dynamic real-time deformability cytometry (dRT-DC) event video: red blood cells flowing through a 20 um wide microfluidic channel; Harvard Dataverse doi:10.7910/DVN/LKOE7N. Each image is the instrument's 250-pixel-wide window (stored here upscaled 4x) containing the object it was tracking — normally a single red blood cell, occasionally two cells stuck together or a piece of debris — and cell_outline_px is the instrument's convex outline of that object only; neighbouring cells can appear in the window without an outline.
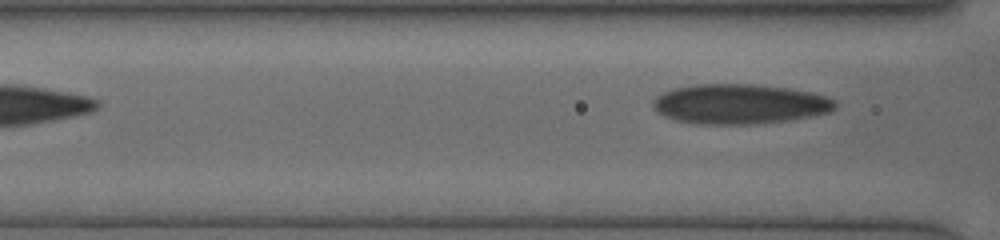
{"species": "human", "species_latin": "Homo sapiens", "temperature_condition": "cold", "stored_images_in_passage": 13, "segment_of_instrument_passage": [2, 2], "camera_frame_rate_fps": 3000, "um_per_image_px": 0.085, "donor": {"sex": "female"}, "frame": {"image": 1, "passage_image": 13, "time_ms": 7.0, "image_size_px": [1000, 240], "cell_outline_px": [[836, 108], [828, 112], [788, 120], [756, 124], [700, 124], [676, 120], [664, 116], [656, 112], [652, 104], [652, 100], [656, 96], [664, 92], [676, 88], [696, 84], [752, 84], [784, 88], [812, 92], [836, 100]], "centroid_in_image_um": [62.83, 8.84], "position_along_channel_um": 103.8, "area_um2": 42.14}}